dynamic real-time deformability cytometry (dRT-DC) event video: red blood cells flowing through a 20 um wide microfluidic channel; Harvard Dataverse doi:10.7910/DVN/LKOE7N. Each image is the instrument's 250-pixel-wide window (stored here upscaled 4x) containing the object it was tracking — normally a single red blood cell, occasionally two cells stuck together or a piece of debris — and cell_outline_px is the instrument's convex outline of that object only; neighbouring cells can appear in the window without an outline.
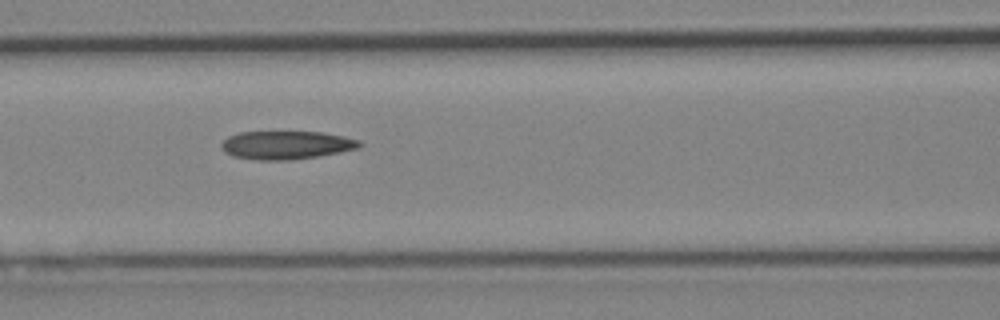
{"species": "Egyptian fruit bat (a non-hibernating species)", "species_latin": "Rousettus aegyptiacus", "temperature_condition": "cold", "stored_images_in_passage": 9, "camera_frame_rate_fps": 3000, "um_per_image_px": 0.085, "animal": {"sex": "female"}, "frame": {"image": 1, "passage_image": 6, "time_ms": 6.0, "image_size_px": [1000, 320], "cell_outline_px": [[364, 144], [360, 148], [320, 156], [288, 160], [256, 160], [232, 156], [224, 152], [220, 144], [228, 136], [240, 132], [320, 132], [344, 136], [360, 140]], "centroid_in_image_um": [24.35, 12.33], "position_along_channel_um": 142.2, "area_um2": 22.95}}
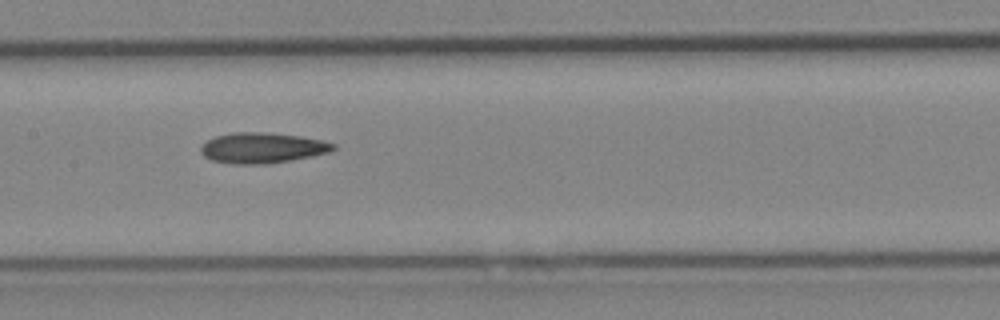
{"frame": {"image": 2, "passage_image": 7, "time_ms": 7.0, "image_size_px": [1000, 320], "cell_outline_px": [[336, 148], [332, 152], [292, 160], [264, 164], [236, 164], [212, 160], [204, 156], [200, 152], [200, 148], [208, 140], [216, 136], [232, 132], [264, 132], [300, 136], [320, 140], [336, 144]], "centroid_in_image_um": [22.32, 12.57], "position_along_channel_um": 185.1, "area_um2": 23.52}}
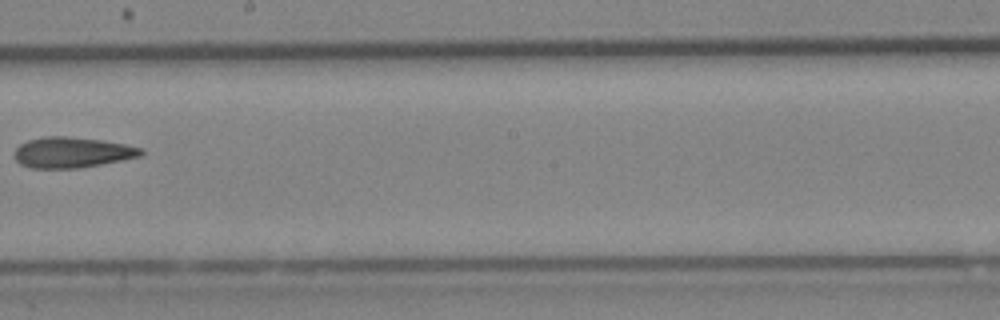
{"frame": {"image": 3, "passage_image": 8, "time_ms": 8.333, "image_size_px": [1000, 320], "cell_outline_px": [[144, 152], [140, 156], [80, 168], [32, 168], [20, 164], [16, 160], [16, 148], [20, 144], [28, 140], [44, 136], [64, 136], [100, 140], [124, 144], [144, 148]], "centroid_in_image_um": [6.12, 12.95], "position_along_channel_um": 242.1, "area_um2": 22.37}}